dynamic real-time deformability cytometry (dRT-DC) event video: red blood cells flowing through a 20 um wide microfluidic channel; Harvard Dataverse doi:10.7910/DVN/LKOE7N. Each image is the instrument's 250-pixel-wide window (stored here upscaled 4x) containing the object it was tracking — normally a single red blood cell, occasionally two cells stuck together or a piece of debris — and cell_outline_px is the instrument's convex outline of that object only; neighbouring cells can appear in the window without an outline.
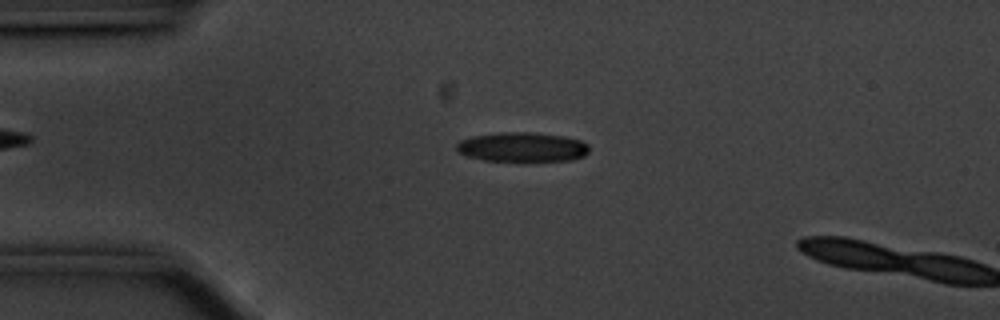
{"species": "common noctule bat (a hibernating species)", "species_latin": "Nyctalus noctula", "temperature_condition": "cold", "stored_images_in_passage": 14, "camera_frame_rate_fps": 3000, "um_per_image_px": 0.085, "animal": {"sex": "male", "body_mass_g": 20.1, "forearm_length_mm": 53.5}, "frame": {"image": 1, "passage_image": 12, "time_ms": 3.667, "image_size_px": [1000, 320], "cell_outline_px": [[588, 152], [584, 156], [572, 160], [484, 160], [468, 156], [460, 152], [456, 148], [456, 144], [460, 140], [472, 136], [500, 132], [536, 132], [564, 136], [580, 140], [588, 144]], "centroid_in_image_um": [44.4, 12.48], "position_along_channel_um": 40.6, "area_um2": 22.6}}